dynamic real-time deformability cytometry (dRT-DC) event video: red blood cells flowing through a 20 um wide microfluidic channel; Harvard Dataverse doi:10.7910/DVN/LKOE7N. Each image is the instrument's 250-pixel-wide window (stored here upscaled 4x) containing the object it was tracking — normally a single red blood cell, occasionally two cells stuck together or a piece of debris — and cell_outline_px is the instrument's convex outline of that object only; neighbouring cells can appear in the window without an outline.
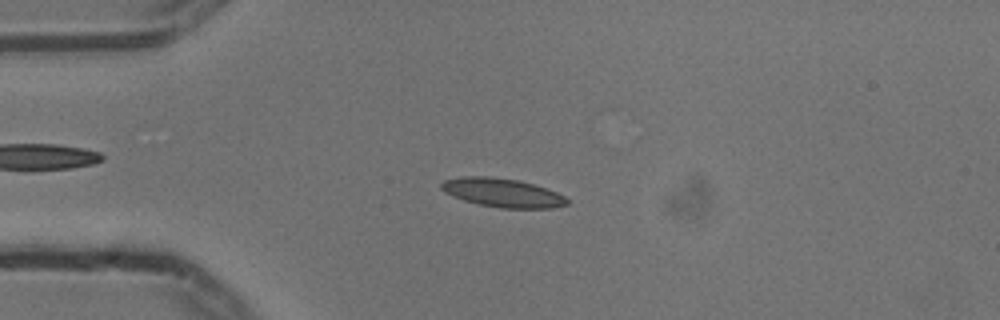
{"species": "common noctule bat (a hibernating species)", "species_latin": "Nyctalus noctula", "temperature_condition": "cold", "stored_images_in_passage": 53, "camera_frame_rate_fps": 3000, "um_per_image_px": 0.085, "animal": {"sex": "male", "body_mass_g": 13.3}, "frame": {"image": 1, "passage_image": 13, "time_ms": 4.0, "image_size_px": [1000, 320], "cell_outline_px": [[568, 204], [552, 208], [500, 208], [480, 204], [464, 200], [452, 196], [444, 192], [440, 188], [440, 184], [444, 180], [460, 176], [488, 176], [516, 180], [532, 184], [556, 192], [564, 196], [568, 200]], "centroid_in_image_um": [42.66, 16.38], "position_along_channel_um": 42.3, "area_um2": 20.92}}
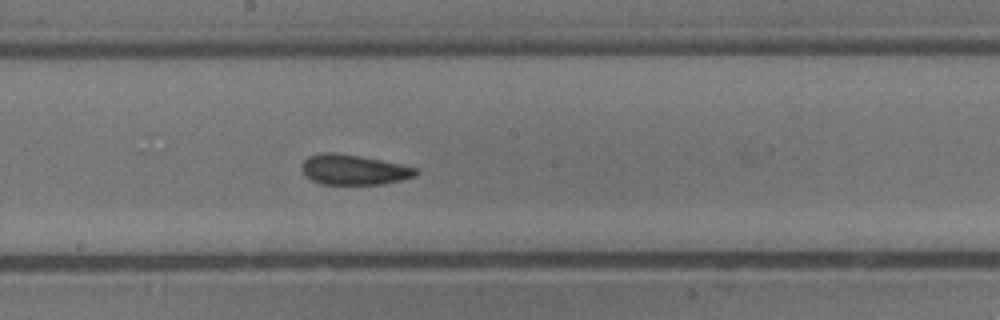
{"frame": {"image": 2, "passage_image": 29, "time_ms": 9.333, "image_size_px": [1000, 320], "cell_outline_px": [[420, 172], [416, 176], [404, 180], [384, 184], [320, 184], [304, 176], [300, 168], [304, 160], [308, 156], [320, 152], [332, 152], [360, 156], [400, 164], [416, 168]], "centroid_in_image_um": [30.05, 14.43], "position_along_channel_um": 218.1, "area_um2": 20.29}}
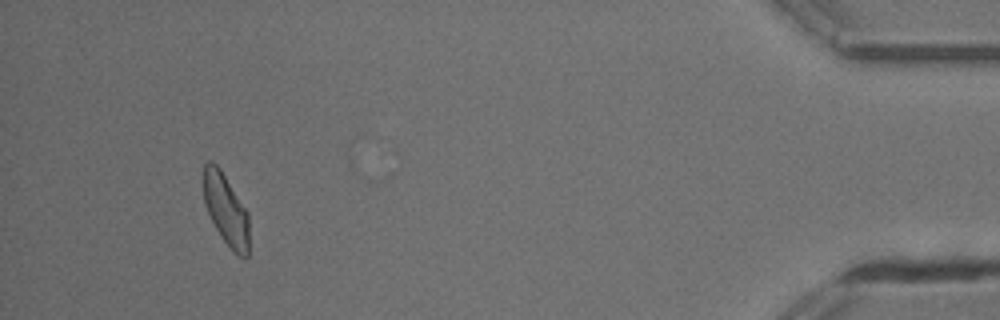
{"frame": {"image": 3, "passage_image": 51, "time_ms": 16.667, "image_size_px": [1000, 320], "cell_outline_px": [[248, 256], [244, 260], [232, 252], [216, 228], [204, 204], [204, 164], [208, 160], [212, 160], [220, 168], [248, 212]], "centroid_in_image_um": [19.21, 17.83], "position_along_channel_um": 416.0, "area_um2": 18.9}, "authors_computed_cell_mechanics": {"area_um2": 19.9988, "velocity_mm_per_s": 3.7088, "shape_relaxation_time_tau1_ms": 8.9151, "shape_relaxation_time_tau2_ms": 3.7002, "deformation_change_tau1": 0.156, "deformation_change_tau2": 0.0924}}